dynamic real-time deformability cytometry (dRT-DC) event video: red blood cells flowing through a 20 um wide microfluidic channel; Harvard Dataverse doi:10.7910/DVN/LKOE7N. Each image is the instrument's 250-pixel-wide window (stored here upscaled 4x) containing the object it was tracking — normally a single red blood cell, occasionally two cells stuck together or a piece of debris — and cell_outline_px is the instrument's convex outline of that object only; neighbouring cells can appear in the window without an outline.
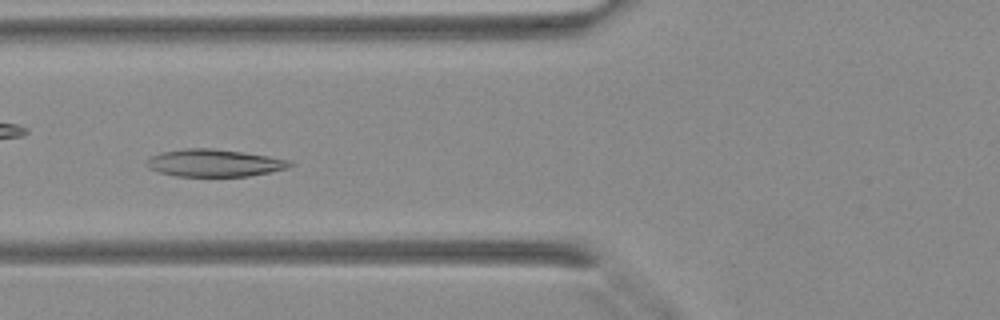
{"species": "Egyptian fruit bat (a non-hibernating species)", "species_latin": "Rousettus aegyptiacus", "temperature_condition": "warm", "stored_images_in_passage": 28, "camera_frame_rate_fps": 3000, "um_per_image_px": 0.085, "animal": {"sex": "female"}, "frame": {"image": 1, "passage_image": 9, "time_ms": 2.667, "image_size_px": [1000, 320], "cell_outline_px": [[296, 164], [288, 168], [248, 176], [176, 176], [160, 172], [148, 168], [144, 164], [152, 156], [160, 152], [184, 148], [212, 148], [268, 156], [292, 160]], "centroid_in_image_um": [18.22, 13.85], "position_along_channel_um": 107.6, "area_um2": 22.83}}
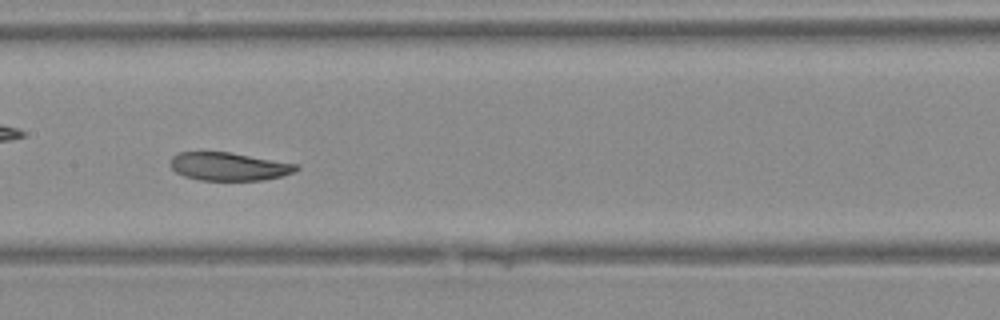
{"frame": {"image": 2, "passage_image": 14, "time_ms": 4.333, "image_size_px": [1000, 320], "cell_outline_px": [[300, 168], [292, 172], [280, 176], [264, 180], [200, 180], [184, 176], [176, 172], [168, 164], [172, 156], [180, 152], [228, 152], [300, 164]], "centroid_in_image_um": [19.44, 14.15], "position_along_channel_um": 188.0, "area_um2": 20.63}}
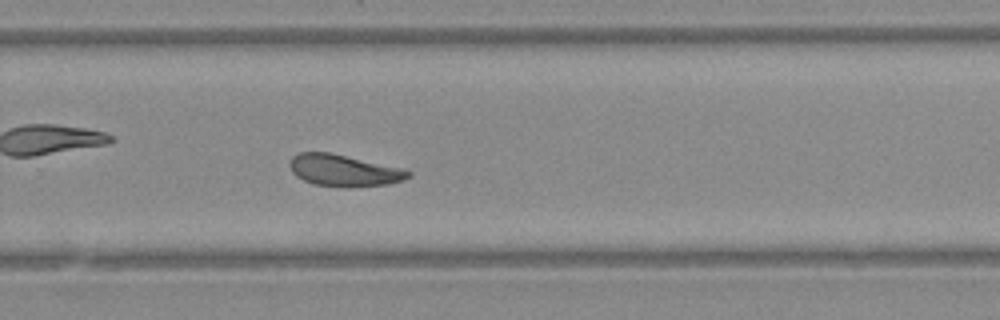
{"frame": {"image": 3, "passage_image": 21, "time_ms": 6.667, "image_size_px": [1000, 320], "cell_outline_px": [[412, 176], [404, 180], [388, 184], [352, 188], [344, 188], [316, 184], [304, 180], [296, 176], [292, 172], [288, 164], [292, 156], [300, 152], [332, 152], [408, 168], [412, 172]], "centroid_in_image_um": [29.31, 14.48], "position_along_channel_um": 300.5, "area_um2": 22.72}}